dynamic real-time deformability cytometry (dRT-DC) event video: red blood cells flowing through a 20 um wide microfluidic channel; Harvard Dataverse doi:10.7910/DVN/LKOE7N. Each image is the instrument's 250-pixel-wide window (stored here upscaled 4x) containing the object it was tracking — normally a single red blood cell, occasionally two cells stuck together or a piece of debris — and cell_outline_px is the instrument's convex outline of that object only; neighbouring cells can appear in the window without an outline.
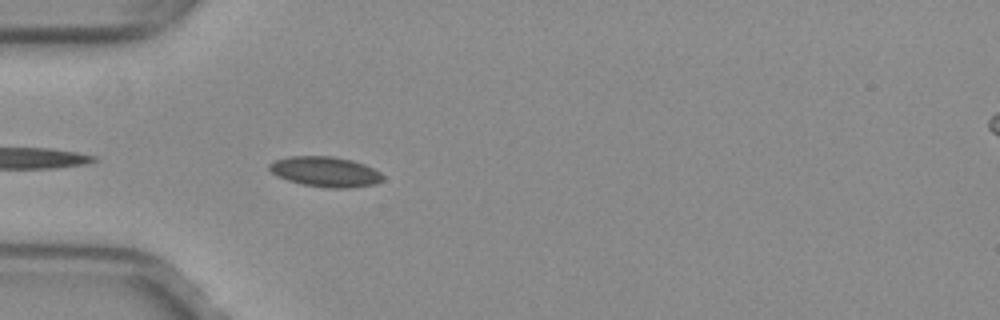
{"species": "common noctule bat (a hibernating species)", "species_latin": "Nyctalus noctula", "temperature_condition": "warm", "stored_images_in_passage": 11, "camera_frame_rate_fps": 3000, "um_per_image_px": 0.085, "animal": {"sex": "female", "body_mass_g": 29.2, "forearm_length_mm": 56.3}, "frame": {"image": 1, "passage_image": 2, "time_ms": 0.333, "image_size_px": [1000, 320], "cell_outline_px": [[384, 180], [376, 184], [348, 188], [324, 188], [304, 184], [288, 180], [276, 176], [268, 168], [268, 164], [276, 160], [288, 156], [332, 156], [352, 160], [364, 164], [380, 172], [384, 176]], "centroid_in_image_um": [27.66, 14.6], "position_along_channel_um": 57.3, "area_um2": 20.06}}
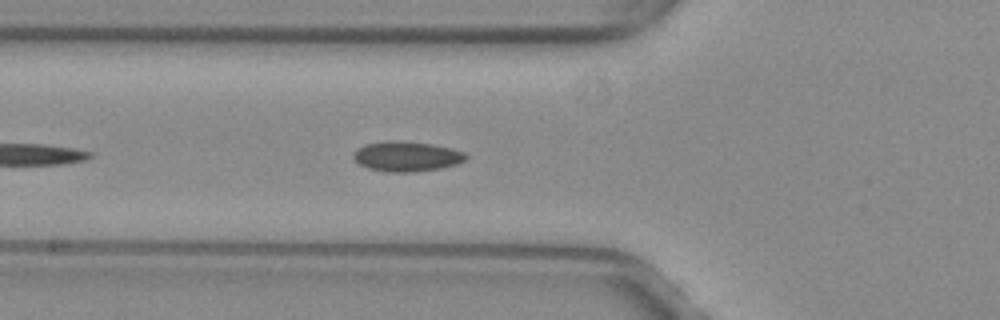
{"frame": {"image": 2, "passage_image": 5, "time_ms": 1.333, "image_size_px": [1000, 320], "cell_outline_px": [[468, 156], [464, 160], [456, 164], [440, 168], [412, 172], [388, 172], [368, 168], [360, 164], [352, 156], [352, 152], [356, 148], [364, 144], [396, 140], [432, 144], [452, 148], [464, 152]], "centroid_in_image_um": [34.54, 13.29], "position_along_channel_um": 91.3, "area_um2": 19.65}}
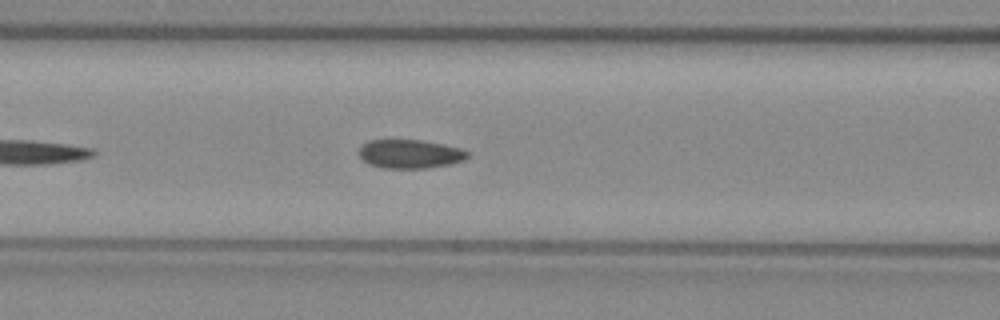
{"frame": {"image": 3, "passage_image": 8, "time_ms": 2.333, "image_size_px": [1000, 320], "cell_outline_px": [[468, 156], [464, 160], [452, 164], [428, 168], [384, 168], [368, 164], [360, 156], [360, 148], [368, 140], [420, 140], [444, 144], [460, 148], [468, 152]], "centroid_in_image_um": [34.87, 13.09], "position_along_channel_um": 131.7, "area_um2": 18.15}}